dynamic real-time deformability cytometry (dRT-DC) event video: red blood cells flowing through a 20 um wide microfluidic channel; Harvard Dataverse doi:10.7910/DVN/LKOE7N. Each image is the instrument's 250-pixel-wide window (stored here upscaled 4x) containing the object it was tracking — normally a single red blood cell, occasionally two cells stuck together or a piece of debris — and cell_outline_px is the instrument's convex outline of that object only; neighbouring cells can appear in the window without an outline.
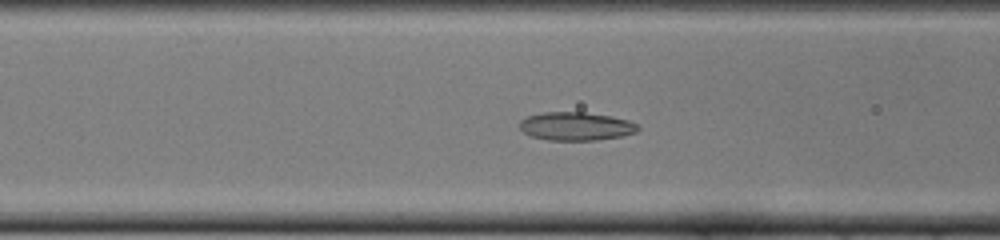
{"species": "common noctule bat (a hibernating species)", "species_latin": "Nyctalus noctula", "temperature_condition": "cold", "stored_images_in_passage": 36, "camera_frame_rate_fps": 3000, "um_per_image_px": 0.085, "animal": {"sex": "female", "body_mass_g": 22.0, "forearm_length_mm": 56.7}, "frame": {"image": 1, "passage_image": 4, "time_ms": 1.0, "image_size_px": [1000, 240], "cell_outline_px": [[640, 128], [636, 132], [620, 136], [596, 140], [548, 140], [532, 136], [524, 132], [520, 128], [520, 120], [528, 116], [544, 112], [584, 112], [612, 116], [628, 120], [636, 124]], "centroid_in_image_um": [48.96, 10.73], "position_along_channel_um": 117.6, "area_um2": 19.42}}
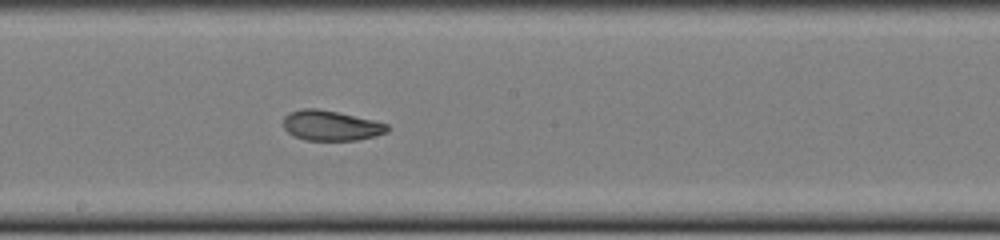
{"frame": {"image": 2, "passage_image": 12, "time_ms": 3.667, "image_size_px": [1000, 240], "cell_outline_px": [[388, 132], [356, 140], [304, 140], [288, 132], [284, 128], [284, 116], [288, 112], [304, 108], [316, 108], [376, 120], [388, 124]], "centroid_in_image_um": [28.12, 10.66], "position_along_channel_um": 220.1, "area_um2": 18.15}}
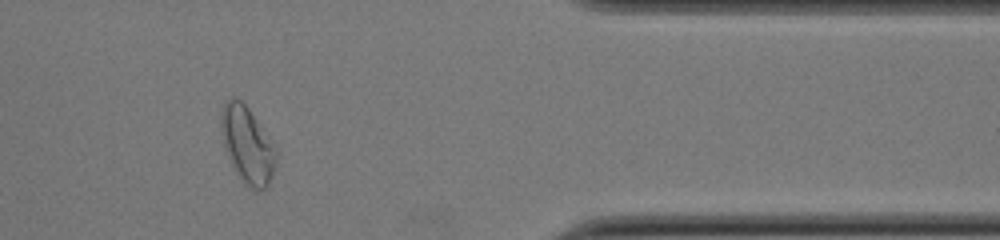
{"frame": {"image": 3, "passage_image": 27, "time_ms": 8.667, "image_size_px": [1000, 240], "cell_outline_px": [[280, 152], [272, 176], [268, 184], [264, 188], [256, 192], [248, 188], [244, 184], [236, 172], [224, 148], [220, 128], [220, 112], [224, 100], [232, 96], [236, 96], [248, 108]], "centroid_in_image_um": [21.02, 12.31], "position_along_channel_um": 390.4, "area_um2": 25.14}}